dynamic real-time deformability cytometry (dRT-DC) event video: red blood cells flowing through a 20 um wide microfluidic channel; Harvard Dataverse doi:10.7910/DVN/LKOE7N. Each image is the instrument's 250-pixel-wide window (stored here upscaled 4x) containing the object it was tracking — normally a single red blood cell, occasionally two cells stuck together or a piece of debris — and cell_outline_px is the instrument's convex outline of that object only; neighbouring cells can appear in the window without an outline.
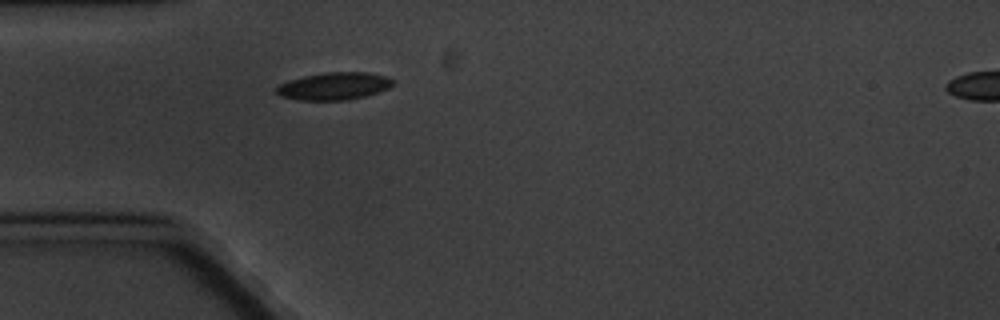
{"species": "common noctule bat (a hibernating species)", "species_latin": "Nyctalus noctula", "temperature_condition": "cold", "stored_images_in_passage": 5, "segment_of_instrument_passage": [1, 2], "camera_frame_rate_fps": 3000, "um_per_image_px": 0.085, "animal": {"sex": "male", "body_mass_g": 20.1, "forearm_length_mm": 53.5}, "frame": {"image": 1, "passage_image": 4, "time_ms": 3.667, "image_size_px": [1000, 320], "cell_outline_px": [[396, 84], [388, 88], [364, 96], [348, 100], [300, 100], [280, 96], [276, 92], [276, 88], [280, 84], [288, 80], [304, 76], [324, 72], [368, 72], [384, 76], [396, 80]], "centroid_in_image_um": [28.41, 7.31], "position_along_channel_um": 56.6, "area_um2": 18.67}}